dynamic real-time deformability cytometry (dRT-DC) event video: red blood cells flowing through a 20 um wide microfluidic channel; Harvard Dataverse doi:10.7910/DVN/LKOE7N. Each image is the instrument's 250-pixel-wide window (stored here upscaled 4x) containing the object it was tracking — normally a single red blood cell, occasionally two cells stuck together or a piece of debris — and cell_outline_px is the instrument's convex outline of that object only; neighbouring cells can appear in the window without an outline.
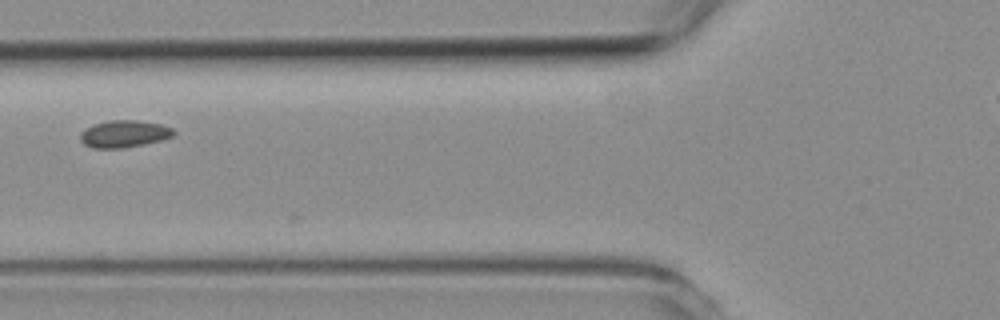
{"species": "common noctule bat (a hibernating species)", "species_latin": "Nyctalus noctula", "temperature_condition": "room temperature", "stored_images_in_passage": 4, "camera_frame_rate_fps": 3000, "um_per_image_px": 0.085, "animal": {"sex": "female", "body_mass_g": 19.3, "forearm_length_mm": 54.1}, "frame": {"image": 1, "passage_image": 4, "time_ms": 3.667, "image_size_px": [1000, 320], "cell_outline_px": [[176, 132], [172, 136], [160, 140], [144, 144], [124, 148], [92, 148], [84, 144], [80, 140], [80, 132], [92, 124], [108, 120], [136, 120], [160, 124], [172, 128]], "centroid_in_image_um": [10.51, 11.37], "position_along_channel_um": 115.3, "area_um2": 14.8}}